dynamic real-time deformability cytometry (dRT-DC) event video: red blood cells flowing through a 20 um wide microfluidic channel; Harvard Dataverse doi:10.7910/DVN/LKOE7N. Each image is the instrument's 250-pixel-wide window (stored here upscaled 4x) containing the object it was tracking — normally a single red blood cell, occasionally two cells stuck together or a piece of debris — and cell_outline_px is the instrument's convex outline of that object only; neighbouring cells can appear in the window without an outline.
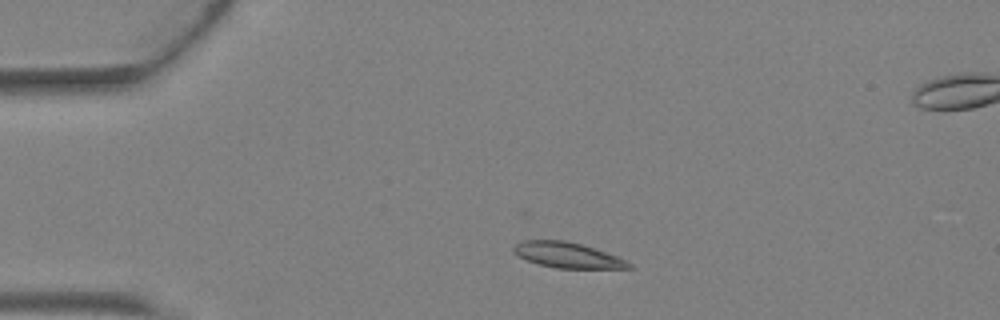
{"species": "Egyptian fruit bat (a non-hibernating species)", "species_latin": "Rousettus aegyptiacus", "temperature_condition": "warm", "stored_images_in_passage": 3, "camera_frame_rate_fps": 3000, "um_per_image_px": 0.085, "animal": {"sex": "female"}, "frame": {"image": 1, "passage_image": 1, "time_ms": 0.0, "image_size_px": [1000, 320], "cell_outline_px": [[632, 268], [556, 268], [540, 264], [528, 260], [512, 252], [512, 248], [516, 244], [524, 240], [564, 240], [580, 244], [616, 256], [632, 264]], "centroid_in_image_um": [48.2, 21.68], "position_along_channel_um": 36.8, "area_um2": 16.7}}